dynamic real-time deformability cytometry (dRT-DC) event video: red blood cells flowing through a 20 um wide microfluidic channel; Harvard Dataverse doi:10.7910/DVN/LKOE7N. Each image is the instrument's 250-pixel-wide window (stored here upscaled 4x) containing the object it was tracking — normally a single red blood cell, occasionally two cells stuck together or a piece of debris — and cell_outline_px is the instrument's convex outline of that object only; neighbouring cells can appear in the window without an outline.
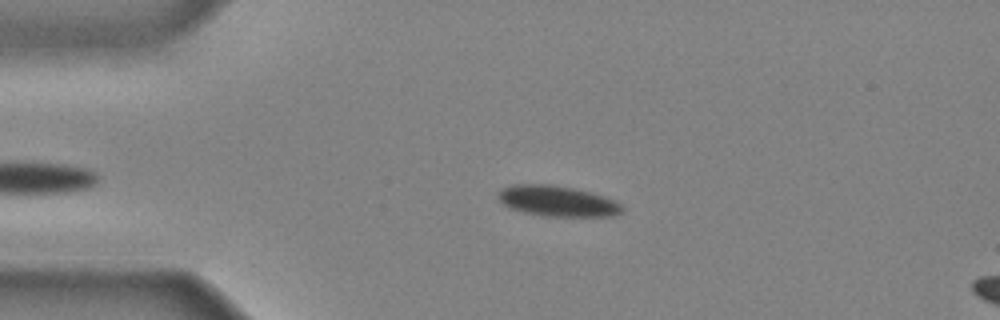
{"species": "common noctule bat (a hibernating species)", "species_latin": "Nyctalus noctula", "temperature_condition": "cold", "stored_images_in_passage": 10, "camera_frame_rate_fps": 3000, "um_per_image_px": 0.085, "animal": {"sex": "male", "body_mass_g": 20.4}, "frame": {"image": 1, "passage_image": 6, "time_ms": 1.667, "image_size_px": [1000, 320], "cell_outline_px": [[624, 208], [616, 216], [540, 216], [508, 208], [496, 196], [504, 188], [512, 184], [552, 184], [592, 192], [604, 196], [620, 204]], "centroid_in_image_um": [47.36, 17.09], "position_along_channel_um": 37.6, "area_um2": 22.14}}